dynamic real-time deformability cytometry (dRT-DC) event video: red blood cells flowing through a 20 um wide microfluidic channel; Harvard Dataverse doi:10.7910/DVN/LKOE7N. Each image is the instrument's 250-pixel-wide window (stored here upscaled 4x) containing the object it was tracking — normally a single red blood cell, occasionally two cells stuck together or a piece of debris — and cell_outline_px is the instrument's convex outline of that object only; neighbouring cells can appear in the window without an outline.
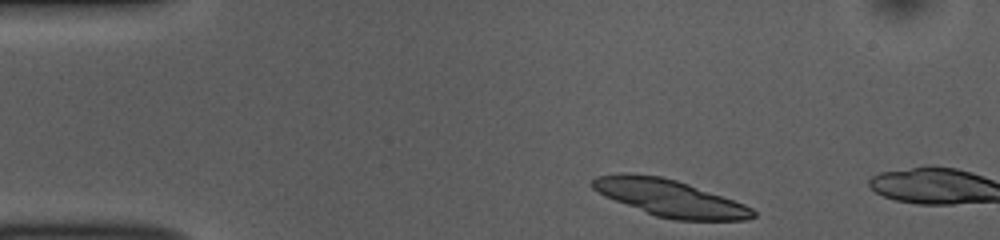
{"species": "common noctule bat (a hibernating species)", "species_latin": "Nyctalus noctula", "temperature_condition": "room temperature", "stored_images_in_passage": 3, "camera_frame_rate_fps": 3000, "um_per_image_px": 0.085, "animal": {"sex": "female", "body_mass_g": 10.0, "forearm_length_mm": 53.1}, "frame": {"image": 1, "passage_image": 1, "time_ms": 0.0, "image_size_px": [1000, 240], "cell_outline_px": [[756, 216], [744, 220], [676, 220], [656, 216], [604, 196], [592, 188], [592, 180], [596, 176], [624, 172], [628, 172], [660, 176], [676, 180], [688, 184], [744, 204], [752, 208], [756, 212]], "centroid_in_image_um": [56.9, 16.82], "position_along_channel_um": 28.1, "area_um2": 34.16}}